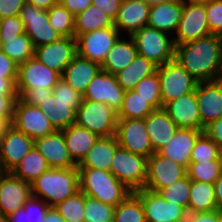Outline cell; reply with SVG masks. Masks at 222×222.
Masks as SVG:
<instances>
[{
    "label": "cell",
    "instance_id": "19",
    "mask_svg": "<svg viewBox=\"0 0 222 222\" xmlns=\"http://www.w3.org/2000/svg\"><path fill=\"white\" fill-rule=\"evenodd\" d=\"M77 55V42L75 37H61L58 40L35 47L34 57L47 67L63 74L66 66Z\"/></svg>",
    "mask_w": 222,
    "mask_h": 222
},
{
    "label": "cell",
    "instance_id": "5",
    "mask_svg": "<svg viewBox=\"0 0 222 222\" xmlns=\"http://www.w3.org/2000/svg\"><path fill=\"white\" fill-rule=\"evenodd\" d=\"M131 37L136 44L138 55L151 60L157 66L174 60L176 46L168 33L145 26Z\"/></svg>",
    "mask_w": 222,
    "mask_h": 222
},
{
    "label": "cell",
    "instance_id": "21",
    "mask_svg": "<svg viewBox=\"0 0 222 222\" xmlns=\"http://www.w3.org/2000/svg\"><path fill=\"white\" fill-rule=\"evenodd\" d=\"M195 95L204 132L207 125L222 117V82H198Z\"/></svg>",
    "mask_w": 222,
    "mask_h": 222
},
{
    "label": "cell",
    "instance_id": "55",
    "mask_svg": "<svg viewBox=\"0 0 222 222\" xmlns=\"http://www.w3.org/2000/svg\"><path fill=\"white\" fill-rule=\"evenodd\" d=\"M60 3L76 17L92 5V0H60Z\"/></svg>",
    "mask_w": 222,
    "mask_h": 222
},
{
    "label": "cell",
    "instance_id": "32",
    "mask_svg": "<svg viewBox=\"0 0 222 222\" xmlns=\"http://www.w3.org/2000/svg\"><path fill=\"white\" fill-rule=\"evenodd\" d=\"M157 65L151 60L137 54L135 59L124 69L115 74L118 84L123 90H133L145 77L152 75Z\"/></svg>",
    "mask_w": 222,
    "mask_h": 222
},
{
    "label": "cell",
    "instance_id": "57",
    "mask_svg": "<svg viewBox=\"0 0 222 222\" xmlns=\"http://www.w3.org/2000/svg\"><path fill=\"white\" fill-rule=\"evenodd\" d=\"M25 2L39 9L48 10L51 6L60 3V0H25Z\"/></svg>",
    "mask_w": 222,
    "mask_h": 222
},
{
    "label": "cell",
    "instance_id": "37",
    "mask_svg": "<svg viewBox=\"0 0 222 222\" xmlns=\"http://www.w3.org/2000/svg\"><path fill=\"white\" fill-rule=\"evenodd\" d=\"M113 222H146L143 205L135 192L115 207Z\"/></svg>",
    "mask_w": 222,
    "mask_h": 222
},
{
    "label": "cell",
    "instance_id": "23",
    "mask_svg": "<svg viewBox=\"0 0 222 222\" xmlns=\"http://www.w3.org/2000/svg\"><path fill=\"white\" fill-rule=\"evenodd\" d=\"M34 146L44 156L49 168L66 169L76 167L72 161L62 130L34 140Z\"/></svg>",
    "mask_w": 222,
    "mask_h": 222
},
{
    "label": "cell",
    "instance_id": "9",
    "mask_svg": "<svg viewBox=\"0 0 222 222\" xmlns=\"http://www.w3.org/2000/svg\"><path fill=\"white\" fill-rule=\"evenodd\" d=\"M11 125L33 140L55 131L46 113L38 106L24 103L19 97L14 105V118Z\"/></svg>",
    "mask_w": 222,
    "mask_h": 222
},
{
    "label": "cell",
    "instance_id": "58",
    "mask_svg": "<svg viewBox=\"0 0 222 222\" xmlns=\"http://www.w3.org/2000/svg\"><path fill=\"white\" fill-rule=\"evenodd\" d=\"M217 210H222V175L213 183Z\"/></svg>",
    "mask_w": 222,
    "mask_h": 222
},
{
    "label": "cell",
    "instance_id": "47",
    "mask_svg": "<svg viewBox=\"0 0 222 222\" xmlns=\"http://www.w3.org/2000/svg\"><path fill=\"white\" fill-rule=\"evenodd\" d=\"M115 207L85 195L84 222H113Z\"/></svg>",
    "mask_w": 222,
    "mask_h": 222
},
{
    "label": "cell",
    "instance_id": "43",
    "mask_svg": "<svg viewBox=\"0 0 222 222\" xmlns=\"http://www.w3.org/2000/svg\"><path fill=\"white\" fill-rule=\"evenodd\" d=\"M18 64L0 50V95H17Z\"/></svg>",
    "mask_w": 222,
    "mask_h": 222
},
{
    "label": "cell",
    "instance_id": "28",
    "mask_svg": "<svg viewBox=\"0 0 222 222\" xmlns=\"http://www.w3.org/2000/svg\"><path fill=\"white\" fill-rule=\"evenodd\" d=\"M182 10L181 0L150 6L147 26L165 33L176 31L182 17Z\"/></svg>",
    "mask_w": 222,
    "mask_h": 222
},
{
    "label": "cell",
    "instance_id": "67",
    "mask_svg": "<svg viewBox=\"0 0 222 222\" xmlns=\"http://www.w3.org/2000/svg\"><path fill=\"white\" fill-rule=\"evenodd\" d=\"M2 49V43H1V40H0V50Z\"/></svg>",
    "mask_w": 222,
    "mask_h": 222
},
{
    "label": "cell",
    "instance_id": "56",
    "mask_svg": "<svg viewBox=\"0 0 222 222\" xmlns=\"http://www.w3.org/2000/svg\"><path fill=\"white\" fill-rule=\"evenodd\" d=\"M184 222H218V210L201 213H188Z\"/></svg>",
    "mask_w": 222,
    "mask_h": 222
},
{
    "label": "cell",
    "instance_id": "11",
    "mask_svg": "<svg viewBox=\"0 0 222 222\" xmlns=\"http://www.w3.org/2000/svg\"><path fill=\"white\" fill-rule=\"evenodd\" d=\"M115 136L123 149L147 159L153 154L145 119H118Z\"/></svg>",
    "mask_w": 222,
    "mask_h": 222
},
{
    "label": "cell",
    "instance_id": "54",
    "mask_svg": "<svg viewBox=\"0 0 222 222\" xmlns=\"http://www.w3.org/2000/svg\"><path fill=\"white\" fill-rule=\"evenodd\" d=\"M122 0H92L93 6L100 7L113 19L117 17Z\"/></svg>",
    "mask_w": 222,
    "mask_h": 222
},
{
    "label": "cell",
    "instance_id": "6",
    "mask_svg": "<svg viewBox=\"0 0 222 222\" xmlns=\"http://www.w3.org/2000/svg\"><path fill=\"white\" fill-rule=\"evenodd\" d=\"M117 122V112L105 103L82 99L76 111L75 123L99 137L114 136Z\"/></svg>",
    "mask_w": 222,
    "mask_h": 222
},
{
    "label": "cell",
    "instance_id": "4",
    "mask_svg": "<svg viewBox=\"0 0 222 222\" xmlns=\"http://www.w3.org/2000/svg\"><path fill=\"white\" fill-rule=\"evenodd\" d=\"M82 99V94L60 78L52 89V94L38 107L47 114L55 130H63L75 123L76 111Z\"/></svg>",
    "mask_w": 222,
    "mask_h": 222
},
{
    "label": "cell",
    "instance_id": "10",
    "mask_svg": "<svg viewBox=\"0 0 222 222\" xmlns=\"http://www.w3.org/2000/svg\"><path fill=\"white\" fill-rule=\"evenodd\" d=\"M61 75L34 56L18 65L16 91L18 97L26 89H53Z\"/></svg>",
    "mask_w": 222,
    "mask_h": 222
},
{
    "label": "cell",
    "instance_id": "51",
    "mask_svg": "<svg viewBox=\"0 0 222 222\" xmlns=\"http://www.w3.org/2000/svg\"><path fill=\"white\" fill-rule=\"evenodd\" d=\"M18 95H0V118L12 124L14 118V105Z\"/></svg>",
    "mask_w": 222,
    "mask_h": 222
},
{
    "label": "cell",
    "instance_id": "35",
    "mask_svg": "<svg viewBox=\"0 0 222 222\" xmlns=\"http://www.w3.org/2000/svg\"><path fill=\"white\" fill-rule=\"evenodd\" d=\"M217 210L214 184L191 180L188 213Z\"/></svg>",
    "mask_w": 222,
    "mask_h": 222
},
{
    "label": "cell",
    "instance_id": "60",
    "mask_svg": "<svg viewBox=\"0 0 222 222\" xmlns=\"http://www.w3.org/2000/svg\"><path fill=\"white\" fill-rule=\"evenodd\" d=\"M141 1L148 4L149 6H153L156 4L171 2V1H175V0H141Z\"/></svg>",
    "mask_w": 222,
    "mask_h": 222
},
{
    "label": "cell",
    "instance_id": "46",
    "mask_svg": "<svg viewBox=\"0 0 222 222\" xmlns=\"http://www.w3.org/2000/svg\"><path fill=\"white\" fill-rule=\"evenodd\" d=\"M157 110L162 109L161 88L158 72L143 78L133 89Z\"/></svg>",
    "mask_w": 222,
    "mask_h": 222
},
{
    "label": "cell",
    "instance_id": "40",
    "mask_svg": "<svg viewBox=\"0 0 222 222\" xmlns=\"http://www.w3.org/2000/svg\"><path fill=\"white\" fill-rule=\"evenodd\" d=\"M47 13L50 25L61 37H74L75 16L61 3L51 6Z\"/></svg>",
    "mask_w": 222,
    "mask_h": 222
},
{
    "label": "cell",
    "instance_id": "3",
    "mask_svg": "<svg viewBox=\"0 0 222 222\" xmlns=\"http://www.w3.org/2000/svg\"><path fill=\"white\" fill-rule=\"evenodd\" d=\"M79 190L86 196L116 207L130 193L124 183L119 181L110 171L95 168H78Z\"/></svg>",
    "mask_w": 222,
    "mask_h": 222
},
{
    "label": "cell",
    "instance_id": "15",
    "mask_svg": "<svg viewBox=\"0 0 222 222\" xmlns=\"http://www.w3.org/2000/svg\"><path fill=\"white\" fill-rule=\"evenodd\" d=\"M33 146L32 138L9 124L0 138V171L11 172Z\"/></svg>",
    "mask_w": 222,
    "mask_h": 222
},
{
    "label": "cell",
    "instance_id": "64",
    "mask_svg": "<svg viewBox=\"0 0 222 222\" xmlns=\"http://www.w3.org/2000/svg\"><path fill=\"white\" fill-rule=\"evenodd\" d=\"M218 222H222V210L218 211Z\"/></svg>",
    "mask_w": 222,
    "mask_h": 222
},
{
    "label": "cell",
    "instance_id": "24",
    "mask_svg": "<svg viewBox=\"0 0 222 222\" xmlns=\"http://www.w3.org/2000/svg\"><path fill=\"white\" fill-rule=\"evenodd\" d=\"M150 6L141 0H122L114 26L119 31H127L129 37L147 26Z\"/></svg>",
    "mask_w": 222,
    "mask_h": 222
},
{
    "label": "cell",
    "instance_id": "22",
    "mask_svg": "<svg viewBox=\"0 0 222 222\" xmlns=\"http://www.w3.org/2000/svg\"><path fill=\"white\" fill-rule=\"evenodd\" d=\"M163 110L175 122L178 128L202 131L195 90L182 95L177 100L166 103L163 106Z\"/></svg>",
    "mask_w": 222,
    "mask_h": 222
},
{
    "label": "cell",
    "instance_id": "12",
    "mask_svg": "<svg viewBox=\"0 0 222 222\" xmlns=\"http://www.w3.org/2000/svg\"><path fill=\"white\" fill-rule=\"evenodd\" d=\"M19 17L34 47L50 44L61 38V35L50 25L47 10L25 3Z\"/></svg>",
    "mask_w": 222,
    "mask_h": 222
},
{
    "label": "cell",
    "instance_id": "52",
    "mask_svg": "<svg viewBox=\"0 0 222 222\" xmlns=\"http://www.w3.org/2000/svg\"><path fill=\"white\" fill-rule=\"evenodd\" d=\"M25 0H0V19L18 16Z\"/></svg>",
    "mask_w": 222,
    "mask_h": 222
},
{
    "label": "cell",
    "instance_id": "48",
    "mask_svg": "<svg viewBox=\"0 0 222 222\" xmlns=\"http://www.w3.org/2000/svg\"><path fill=\"white\" fill-rule=\"evenodd\" d=\"M210 34L222 36V0H212L205 4Z\"/></svg>",
    "mask_w": 222,
    "mask_h": 222
},
{
    "label": "cell",
    "instance_id": "26",
    "mask_svg": "<svg viewBox=\"0 0 222 222\" xmlns=\"http://www.w3.org/2000/svg\"><path fill=\"white\" fill-rule=\"evenodd\" d=\"M145 126L149 135L153 153L158 152L168 144L178 127L162 109L154 110L145 118Z\"/></svg>",
    "mask_w": 222,
    "mask_h": 222
},
{
    "label": "cell",
    "instance_id": "50",
    "mask_svg": "<svg viewBox=\"0 0 222 222\" xmlns=\"http://www.w3.org/2000/svg\"><path fill=\"white\" fill-rule=\"evenodd\" d=\"M52 94V89H26L19 98L29 105L39 106L43 101Z\"/></svg>",
    "mask_w": 222,
    "mask_h": 222
},
{
    "label": "cell",
    "instance_id": "18",
    "mask_svg": "<svg viewBox=\"0 0 222 222\" xmlns=\"http://www.w3.org/2000/svg\"><path fill=\"white\" fill-rule=\"evenodd\" d=\"M125 92L118 84L115 75L100 70L89 83L82 96L86 100L105 103L118 112Z\"/></svg>",
    "mask_w": 222,
    "mask_h": 222
},
{
    "label": "cell",
    "instance_id": "33",
    "mask_svg": "<svg viewBox=\"0 0 222 222\" xmlns=\"http://www.w3.org/2000/svg\"><path fill=\"white\" fill-rule=\"evenodd\" d=\"M114 26V19L98 6L90 5L75 17L74 37Z\"/></svg>",
    "mask_w": 222,
    "mask_h": 222
},
{
    "label": "cell",
    "instance_id": "14",
    "mask_svg": "<svg viewBox=\"0 0 222 222\" xmlns=\"http://www.w3.org/2000/svg\"><path fill=\"white\" fill-rule=\"evenodd\" d=\"M185 175V167L156 152L147 159V179L143 189L158 192Z\"/></svg>",
    "mask_w": 222,
    "mask_h": 222
},
{
    "label": "cell",
    "instance_id": "36",
    "mask_svg": "<svg viewBox=\"0 0 222 222\" xmlns=\"http://www.w3.org/2000/svg\"><path fill=\"white\" fill-rule=\"evenodd\" d=\"M154 110L156 109L139 93L127 90L117 116L118 119H145Z\"/></svg>",
    "mask_w": 222,
    "mask_h": 222
},
{
    "label": "cell",
    "instance_id": "66",
    "mask_svg": "<svg viewBox=\"0 0 222 222\" xmlns=\"http://www.w3.org/2000/svg\"><path fill=\"white\" fill-rule=\"evenodd\" d=\"M219 80L222 82V70H221V74H220Z\"/></svg>",
    "mask_w": 222,
    "mask_h": 222
},
{
    "label": "cell",
    "instance_id": "8",
    "mask_svg": "<svg viewBox=\"0 0 222 222\" xmlns=\"http://www.w3.org/2000/svg\"><path fill=\"white\" fill-rule=\"evenodd\" d=\"M156 71L160 80L162 108L166 103L194 91L198 83L175 59L157 66Z\"/></svg>",
    "mask_w": 222,
    "mask_h": 222
},
{
    "label": "cell",
    "instance_id": "42",
    "mask_svg": "<svg viewBox=\"0 0 222 222\" xmlns=\"http://www.w3.org/2000/svg\"><path fill=\"white\" fill-rule=\"evenodd\" d=\"M190 180L213 184L222 174L219 160L190 162L186 169Z\"/></svg>",
    "mask_w": 222,
    "mask_h": 222
},
{
    "label": "cell",
    "instance_id": "61",
    "mask_svg": "<svg viewBox=\"0 0 222 222\" xmlns=\"http://www.w3.org/2000/svg\"><path fill=\"white\" fill-rule=\"evenodd\" d=\"M183 3H188V4H206L212 0H181Z\"/></svg>",
    "mask_w": 222,
    "mask_h": 222
},
{
    "label": "cell",
    "instance_id": "49",
    "mask_svg": "<svg viewBox=\"0 0 222 222\" xmlns=\"http://www.w3.org/2000/svg\"><path fill=\"white\" fill-rule=\"evenodd\" d=\"M25 33L23 23L18 16L0 19V39H12Z\"/></svg>",
    "mask_w": 222,
    "mask_h": 222
},
{
    "label": "cell",
    "instance_id": "17",
    "mask_svg": "<svg viewBox=\"0 0 222 222\" xmlns=\"http://www.w3.org/2000/svg\"><path fill=\"white\" fill-rule=\"evenodd\" d=\"M141 200L146 222L184 221L187 210L172 202H167L159 193L138 189L134 191Z\"/></svg>",
    "mask_w": 222,
    "mask_h": 222
},
{
    "label": "cell",
    "instance_id": "53",
    "mask_svg": "<svg viewBox=\"0 0 222 222\" xmlns=\"http://www.w3.org/2000/svg\"><path fill=\"white\" fill-rule=\"evenodd\" d=\"M204 132L219 146L220 150H222V117L207 125Z\"/></svg>",
    "mask_w": 222,
    "mask_h": 222
},
{
    "label": "cell",
    "instance_id": "20",
    "mask_svg": "<svg viewBox=\"0 0 222 222\" xmlns=\"http://www.w3.org/2000/svg\"><path fill=\"white\" fill-rule=\"evenodd\" d=\"M31 196L30 183L14 176L11 172L0 171V214L9 216L22 208Z\"/></svg>",
    "mask_w": 222,
    "mask_h": 222
},
{
    "label": "cell",
    "instance_id": "39",
    "mask_svg": "<svg viewBox=\"0 0 222 222\" xmlns=\"http://www.w3.org/2000/svg\"><path fill=\"white\" fill-rule=\"evenodd\" d=\"M49 205L42 199L31 196L22 208L8 216L9 222H43Z\"/></svg>",
    "mask_w": 222,
    "mask_h": 222
},
{
    "label": "cell",
    "instance_id": "63",
    "mask_svg": "<svg viewBox=\"0 0 222 222\" xmlns=\"http://www.w3.org/2000/svg\"><path fill=\"white\" fill-rule=\"evenodd\" d=\"M0 222H9L8 216L0 214Z\"/></svg>",
    "mask_w": 222,
    "mask_h": 222
},
{
    "label": "cell",
    "instance_id": "34",
    "mask_svg": "<svg viewBox=\"0 0 222 222\" xmlns=\"http://www.w3.org/2000/svg\"><path fill=\"white\" fill-rule=\"evenodd\" d=\"M49 166L44 156L33 146L32 149L13 168L11 173L21 180L32 183L42 173L47 171Z\"/></svg>",
    "mask_w": 222,
    "mask_h": 222
},
{
    "label": "cell",
    "instance_id": "62",
    "mask_svg": "<svg viewBox=\"0 0 222 222\" xmlns=\"http://www.w3.org/2000/svg\"><path fill=\"white\" fill-rule=\"evenodd\" d=\"M8 125L6 121L0 118V138L3 136V132Z\"/></svg>",
    "mask_w": 222,
    "mask_h": 222
},
{
    "label": "cell",
    "instance_id": "45",
    "mask_svg": "<svg viewBox=\"0 0 222 222\" xmlns=\"http://www.w3.org/2000/svg\"><path fill=\"white\" fill-rule=\"evenodd\" d=\"M220 152L219 146L205 132H202L194 143L190 162L219 160Z\"/></svg>",
    "mask_w": 222,
    "mask_h": 222
},
{
    "label": "cell",
    "instance_id": "2",
    "mask_svg": "<svg viewBox=\"0 0 222 222\" xmlns=\"http://www.w3.org/2000/svg\"><path fill=\"white\" fill-rule=\"evenodd\" d=\"M31 190L32 196L54 207L79 191L78 167L49 168L31 183Z\"/></svg>",
    "mask_w": 222,
    "mask_h": 222
},
{
    "label": "cell",
    "instance_id": "27",
    "mask_svg": "<svg viewBox=\"0 0 222 222\" xmlns=\"http://www.w3.org/2000/svg\"><path fill=\"white\" fill-rule=\"evenodd\" d=\"M100 70L101 65L99 63L77 54L66 66L61 78L83 95L89 83Z\"/></svg>",
    "mask_w": 222,
    "mask_h": 222
},
{
    "label": "cell",
    "instance_id": "59",
    "mask_svg": "<svg viewBox=\"0 0 222 222\" xmlns=\"http://www.w3.org/2000/svg\"><path fill=\"white\" fill-rule=\"evenodd\" d=\"M43 222H66L65 219L58 213L55 207H49L46 217Z\"/></svg>",
    "mask_w": 222,
    "mask_h": 222
},
{
    "label": "cell",
    "instance_id": "13",
    "mask_svg": "<svg viewBox=\"0 0 222 222\" xmlns=\"http://www.w3.org/2000/svg\"><path fill=\"white\" fill-rule=\"evenodd\" d=\"M120 34L115 26L82 34L76 39L77 54L101 65Z\"/></svg>",
    "mask_w": 222,
    "mask_h": 222
},
{
    "label": "cell",
    "instance_id": "65",
    "mask_svg": "<svg viewBox=\"0 0 222 222\" xmlns=\"http://www.w3.org/2000/svg\"><path fill=\"white\" fill-rule=\"evenodd\" d=\"M219 161H220L221 174H222V150H221V152H220Z\"/></svg>",
    "mask_w": 222,
    "mask_h": 222
},
{
    "label": "cell",
    "instance_id": "41",
    "mask_svg": "<svg viewBox=\"0 0 222 222\" xmlns=\"http://www.w3.org/2000/svg\"><path fill=\"white\" fill-rule=\"evenodd\" d=\"M191 180L186 174L183 178L160 189L159 193L167 202L180 205L188 212Z\"/></svg>",
    "mask_w": 222,
    "mask_h": 222
},
{
    "label": "cell",
    "instance_id": "7",
    "mask_svg": "<svg viewBox=\"0 0 222 222\" xmlns=\"http://www.w3.org/2000/svg\"><path fill=\"white\" fill-rule=\"evenodd\" d=\"M110 172L133 192L143 189L147 179V158L119 146L114 153Z\"/></svg>",
    "mask_w": 222,
    "mask_h": 222
},
{
    "label": "cell",
    "instance_id": "25",
    "mask_svg": "<svg viewBox=\"0 0 222 222\" xmlns=\"http://www.w3.org/2000/svg\"><path fill=\"white\" fill-rule=\"evenodd\" d=\"M202 132L201 130L178 128L172 139L158 153L187 169L194 143Z\"/></svg>",
    "mask_w": 222,
    "mask_h": 222
},
{
    "label": "cell",
    "instance_id": "16",
    "mask_svg": "<svg viewBox=\"0 0 222 222\" xmlns=\"http://www.w3.org/2000/svg\"><path fill=\"white\" fill-rule=\"evenodd\" d=\"M175 46L210 34L204 4L183 3L182 17L176 29Z\"/></svg>",
    "mask_w": 222,
    "mask_h": 222
},
{
    "label": "cell",
    "instance_id": "38",
    "mask_svg": "<svg viewBox=\"0 0 222 222\" xmlns=\"http://www.w3.org/2000/svg\"><path fill=\"white\" fill-rule=\"evenodd\" d=\"M0 40L2 43L1 50L18 65L34 56L35 47L26 33L16 38Z\"/></svg>",
    "mask_w": 222,
    "mask_h": 222
},
{
    "label": "cell",
    "instance_id": "44",
    "mask_svg": "<svg viewBox=\"0 0 222 222\" xmlns=\"http://www.w3.org/2000/svg\"><path fill=\"white\" fill-rule=\"evenodd\" d=\"M54 207L66 222H84L85 194L79 190Z\"/></svg>",
    "mask_w": 222,
    "mask_h": 222
},
{
    "label": "cell",
    "instance_id": "31",
    "mask_svg": "<svg viewBox=\"0 0 222 222\" xmlns=\"http://www.w3.org/2000/svg\"><path fill=\"white\" fill-rule=\"evenodd\" d=\"M137 54L136 44L131 36L129 41H123L119 37L112 49L107 53L104 62L101 64V70L115 75L124 70L135 59Z\"/></svg>",
    "mask_w": 222,
    "mask_h": 222
},
{
    "label": "cell",
    "instance_id": "29",
    "mask_svg": "<svg viewBox=\"0 0 222 222\" xmlns=\"http://www.w3.org/2000/svg\"><path fill=\"white\" fill-rule=\"evenodd\" d=\"M72 161L78 165L85 155L93 147L94 143L100 138L97 134L88 129L77 125H70L62 130Z\"/></svg>",
    "mask_w": 222,
    "mask_h": 222
},
{
    "label": "cell",
    "instance_id": "1",
    "mask_svg": "<svg viewBox=\"0 0 222 222\" xmlns=\"http://www.w3.org/2000/svg\"><path fill=\"white\" fill-rule=\"evenodd\" d=\"M174 59L198 82L219 80L222 36L209 34L175 47Z\"/></svg>",
    "mask_w": 222,
    "mask_h": 222
},
{
    "label": "cell",
    "instance_id": "30",
    "mask_svg": "<svg viewBox=\"0 0 222 222\" xmlns=\"http://www.w3.org/2000/svg\"><path fill=\"white\" fill-rule=\"evenodd\" d=\"M118 147L119 145L115 135L100 137L77 167L110 171L112 159Z\"/></svg>",
    "mask_w": 222,
    "mask_h": 222
}]
</instances>
